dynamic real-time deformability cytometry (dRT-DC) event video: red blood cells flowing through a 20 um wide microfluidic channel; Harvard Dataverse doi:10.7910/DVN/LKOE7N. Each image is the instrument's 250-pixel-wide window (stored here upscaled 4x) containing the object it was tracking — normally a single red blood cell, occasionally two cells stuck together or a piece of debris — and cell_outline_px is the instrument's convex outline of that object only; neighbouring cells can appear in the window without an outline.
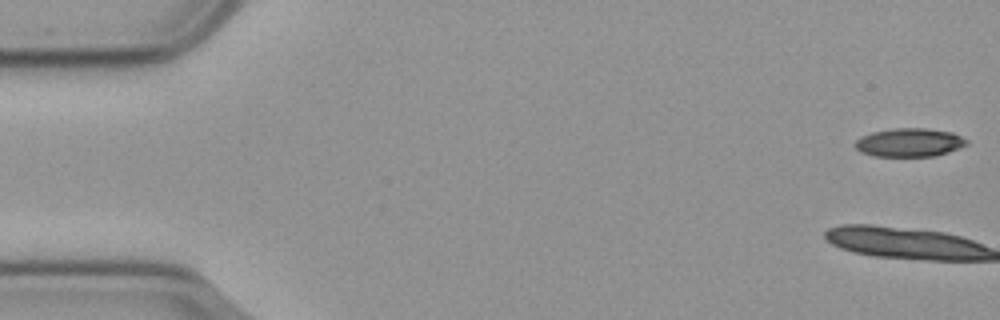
{"species": "common noctule bat (a hibernating species)", "species_latin": "Nyctalus noctula", "temperature_condition": "cold", "stored_images_in_passage": 15, "camera_frame_rate_fps": 3000, "um_per_image_px": 0.085, "animal": {"sex": "male", "body_mass_g": 23.1, "forearm_length_mm": 52.7}, "frame": {"image": 1, "passage_image": 1, "time_ms": 0.0, "image_size_px": [1000, 320], "cell_outline_px": [[968, 144], [948, 152], [936, 156], [876, 156], [860, 152], [856, 148], [856, 140], [860, 136], [872, 132], [892, 128], [924, 128], [952, 132], [968, 140]], "centroid_in_image_um": [77.3, 12.11], "position_along_channel_um": 7.7, "area_um2": 18.5}}